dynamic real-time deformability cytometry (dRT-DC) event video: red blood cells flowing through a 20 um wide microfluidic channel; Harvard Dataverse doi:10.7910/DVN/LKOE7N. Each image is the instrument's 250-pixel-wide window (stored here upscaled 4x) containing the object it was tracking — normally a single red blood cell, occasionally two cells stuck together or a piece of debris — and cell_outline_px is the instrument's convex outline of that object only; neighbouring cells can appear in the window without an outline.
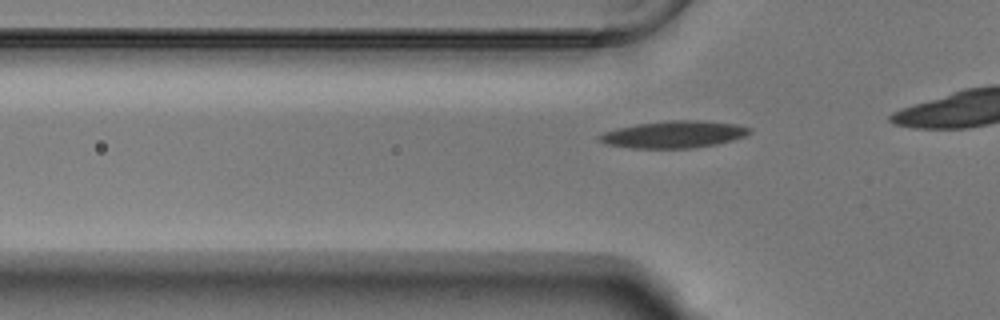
{"species": "Egyptian fruit bat (a non-hibernating species)", "species_latin": "Rousettus aegyptiacus", "temperature_condition": "warm", "stored_images_in_passage": 24, "camera_frame_rate_fps": 3000, "um_per_image_px": 0.085, "animal": {"sex": "male"}, "frame": {"image": 1, "passage_image": 12, "time_ms": 3.667, "image_size_px": [1000, 320], "cell_outline_px": [[752, 132], [744, 136], [732, 140], [716, 144], [692, 148], [632, 148], [604, 144], [596, 140], [596, 136], [604, 132], [616, 128], [636, 124], [668, 120], [700, 120], [736, 124], [752, 128]], "centroid_in_image_um": [57.23, 11.42], "position_along_channel_um": 68.6, "area_um2": 23.87}}
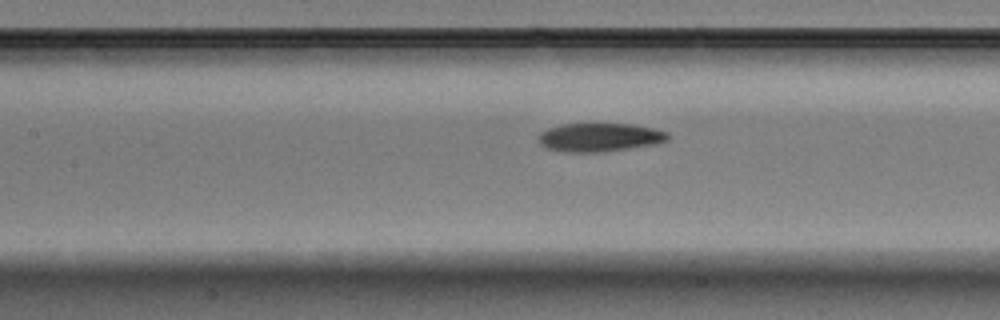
{"frame": {"image": 2, "passage_image": 19, "time_ms": 6.0, "image_size_px": [1000, 320], "cell_outline_px": [[668, 140], [656, 144], [604, 152], [568, 152], [548, 148], [540, 144], [540, 132], [548, 128], [564, 124], [632, 124], [652, 128], [668, 132]], "centroid_in_image_um": [51.0, 11.67], "position_along_channel_um": 156.4, "area_um2": 21.33}}
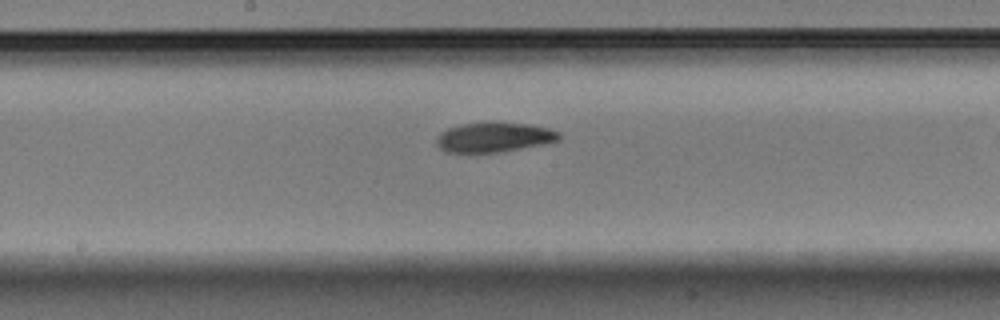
{"frame": {"image": 3, "passage_image": 23, "time_ms": 7.333, "image_size_px": [1000, 320], "cell_outline_px": [[560, 140], [548, 144], [500, 152], [444, 152], [436, 144], [436, 136], [440, 132], [448, 128], [460, 124], [484, 120], [488, 120], [532, 124], [548, 128], [560, 132]], "centroid_in_image_um": [42.01, 11.63], "position_along_channel_um": 206.2, "area_um2": 22.14}}